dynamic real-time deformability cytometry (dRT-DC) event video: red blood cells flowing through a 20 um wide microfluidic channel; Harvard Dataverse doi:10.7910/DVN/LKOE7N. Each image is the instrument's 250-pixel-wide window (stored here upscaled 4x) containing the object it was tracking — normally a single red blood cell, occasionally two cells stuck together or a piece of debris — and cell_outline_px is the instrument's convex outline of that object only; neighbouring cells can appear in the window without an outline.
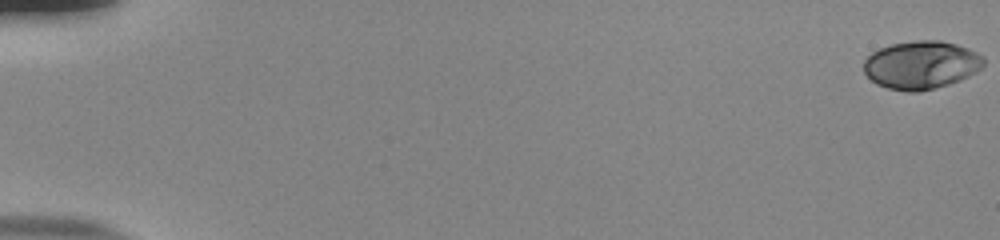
{"species": "human", "species_latin": "Homo sapiens", "temperature_condition": "room temperature", "stored_images_in_passage": 15, "camera_frame_rate_fps": 3000, "um_per_image_px": 0.085, "donor": {"sex": "male"}, "frame": {"image": 1, "passage_image": 1, "time_ms": 0.0, "image_size_px": [1000, 240], "cell_outline_px": [[984, 64], [976, 72], [960, 80], [948, 84], [920, 92], [908, 92], [888, 88], [876, 84], [864, 72], [864, 60], [872, 52], [880, 48], [892, 44], [916, 40], [940, 40], [956, 44], [968, 48], [984, 56]], "centroid_in_image_um": [78.31, 5.52], "position_along_channel_um": 6.7, "area_um2": 33.64}}